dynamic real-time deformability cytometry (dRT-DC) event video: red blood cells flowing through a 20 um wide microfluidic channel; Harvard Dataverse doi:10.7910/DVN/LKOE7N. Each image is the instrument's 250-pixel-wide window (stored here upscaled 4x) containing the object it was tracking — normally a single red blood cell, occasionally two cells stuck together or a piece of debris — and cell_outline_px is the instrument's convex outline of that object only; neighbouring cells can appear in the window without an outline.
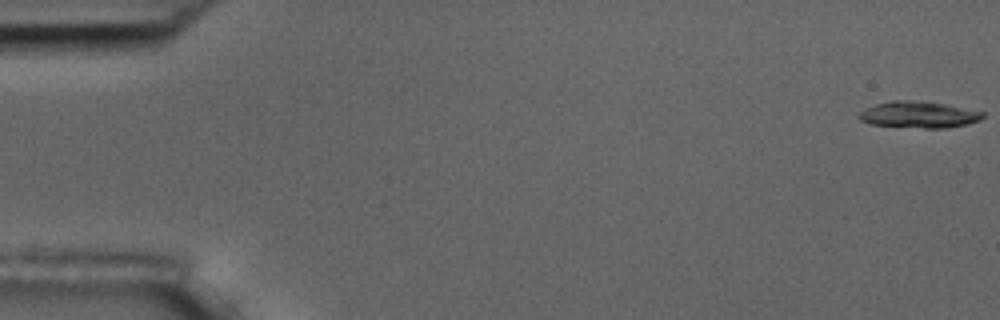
{"species": "common noctule bat (a hibernating species)", "species_latin": "Nyctalus noctula", "temperature_condition": "room temperature", "stored_images_in_passage": 5, "camera_frame_rate_fps": 3000, "um_per_image_px": 0.085, "animal": {"sex": "male", "body_mass_g": 17.5, "forearm_length_mm": 52.3}, "frame": {"image": 1, "passage_image": 1, "time_ms": 0.0, "image_size_px": [1000, 320], "cell_outline_px": [[984, 116], [980, 120], [968, 124], [944, 128], [924, 128], [872, 124], [860, 120], [856, 116], [860, 112], [876, 104], [892, 100], [912, 100], [944, 104], [984, 112]], "centroid_in_image_um": [78.1, 9.75], "position_along_channel_um": 6.9, "area_um2": 18.84}}
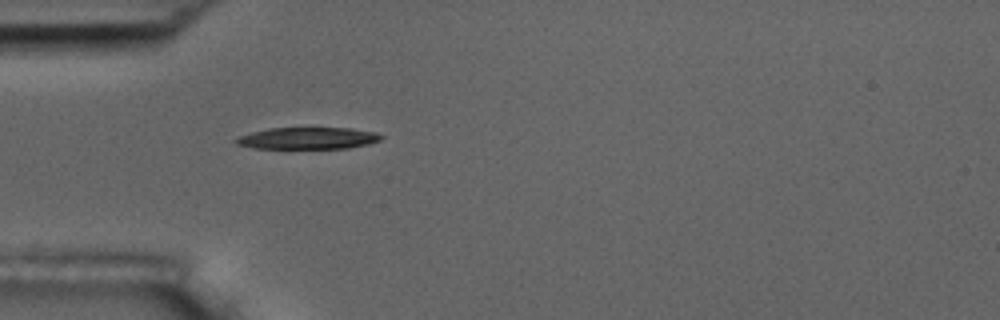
{"frame": {"image": 2, "passage_image": 5, "time_ms": 5.333, "image_size_px": [1000, 320], "cell_outline_px": [[384, 136], [380, 140], [368, 144], [348, 148], [252, 148], [236, 144], [232, 140], [240, 136], [252, 132], [268, 128], [352, 128], [376, 132]], "centroid_in_image_um": [26.17, 11.74], "position_along_channel_um": 58.8, "area_um2": 18.44}}